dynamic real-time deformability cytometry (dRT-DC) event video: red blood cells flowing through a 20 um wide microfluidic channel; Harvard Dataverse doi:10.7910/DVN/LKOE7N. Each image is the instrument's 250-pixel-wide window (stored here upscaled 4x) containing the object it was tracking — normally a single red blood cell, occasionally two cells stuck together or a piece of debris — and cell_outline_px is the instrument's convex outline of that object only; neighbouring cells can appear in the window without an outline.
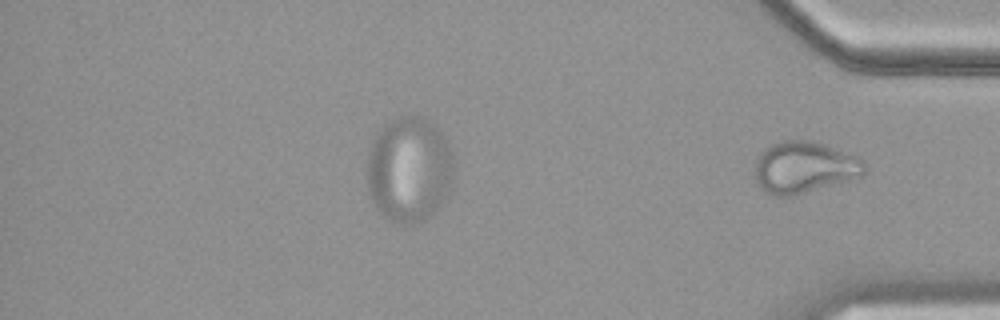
{"species": "common noctule bat (a hibernating species)", "species_latin": "Nyctalus noctula", "temperature_condition": "cold", "stored_images_in_passage": 42, "camera_frame_rate_fps": 3000, "um_per_image_px": 0.085, "animal": {"sex": "female", "body_mass_g": 19.9}, "frame": {"image": 1, "passage_image": 42, "time_ms": 13.667, "image_size_px": [1000, 320], "cell_outline_px": [[864, 172], [860, 176], [848, 180], [804, 192], [788, 196], [772, 196], [764, 192], [760, 188], [756, 180], [756, 160], [760, 152], [764, 148], [780, 140], [808, 140], [824, 144], [856, 156], [864, 160]], "centroid_in_image_um": [68.31, 14.21], "position_along_channel_um": 366.9, "area_um2": 32.66}}